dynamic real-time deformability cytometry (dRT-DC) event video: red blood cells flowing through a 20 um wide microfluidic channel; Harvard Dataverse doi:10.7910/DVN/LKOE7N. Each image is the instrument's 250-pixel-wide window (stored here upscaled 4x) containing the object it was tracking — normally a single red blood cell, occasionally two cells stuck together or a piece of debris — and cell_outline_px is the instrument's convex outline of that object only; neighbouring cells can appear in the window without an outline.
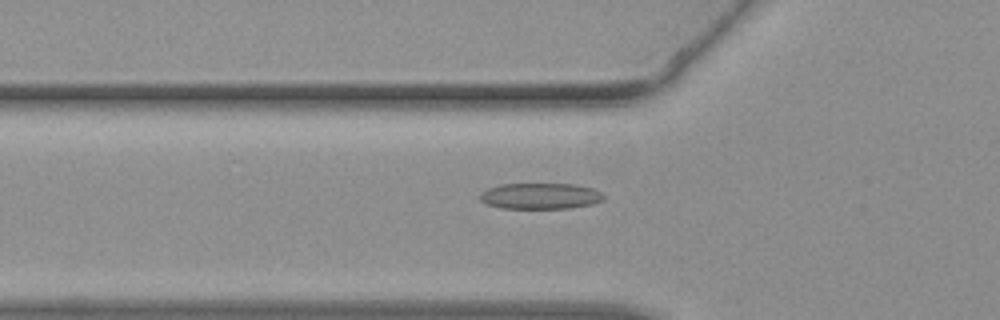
{"species": "common noctule bat (a hibernating species)", "species_latin": "Nyctalus noctula", "temperature_condition": "warm", "stored_images_in_passage": 39, "camera_frame_rate_fps": 3000, "um_per_image_px": 0.085, "animal": {"sex": "female", "body_mass_g": 19.3, "forearm_length_mm": 54.1}, "frame": {"image": 1, "passage_image": 10, "time_ms": 3.0, "image_size_px": [1000, 320], "cell_outline_px": [[604, 200], [592, 204], [568, 208], [500, 208], [484, 204], [480, 200], [480, 192], [488, 188], [500, 184], [576, 184], [592, 188], [600, 192], [604, 196]], "centroid_in_image_um": [45.89, 16.66], "position_along_channel_um": 79.9, "area_um2": 18.84}}
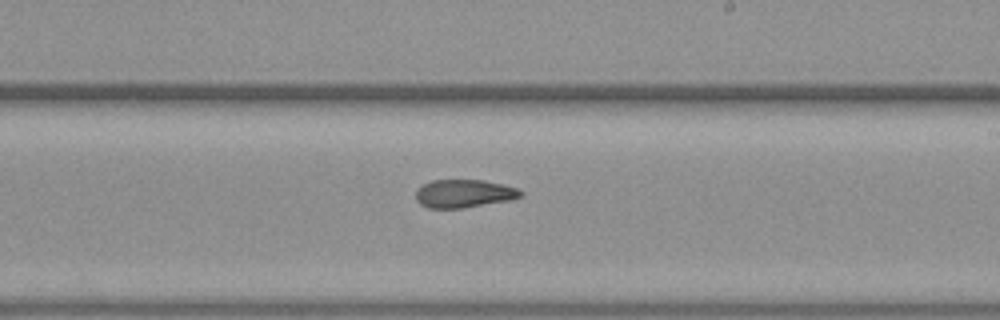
{"frame": {"image": 2, "passage_image": 21, "time_ms": 6.667, "image_size_px": [1000, 320], "cell_outline_px": [[524, 192], [520, 196], [508, 200], [460, 208], [428, 208], [420, 204], [416, 200], [416, 192], [424, 184], [432, 180], [484, 180], [516, 188]], "centroid_in_image_um": [39.4, 16.45], "position_along_channel_um": 249.6, "area_um2": 16.82}}
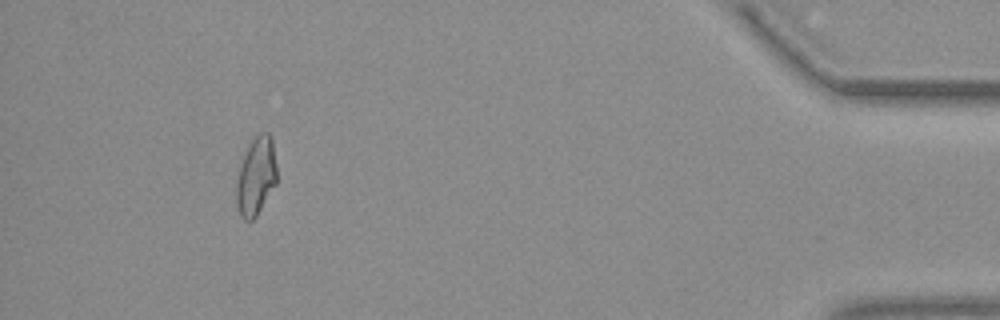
{"frame": {"image": 3, "passage_image": 36, "time_ms": 11.667, "image_size_px": [1000, 320], "cell_outline_px": [[276, 184], [256, 216], [252, 220], [244, 220], [240, 216], [236, 204], [236, 180], [240, 164], [248, 144], [260, 132], [268, 132], [272, 136], [276, 164]], "centroid_in_image_um": [21.75, 14.96], "position_along_channel_um": 413.4, "area_um2": 18.61}}